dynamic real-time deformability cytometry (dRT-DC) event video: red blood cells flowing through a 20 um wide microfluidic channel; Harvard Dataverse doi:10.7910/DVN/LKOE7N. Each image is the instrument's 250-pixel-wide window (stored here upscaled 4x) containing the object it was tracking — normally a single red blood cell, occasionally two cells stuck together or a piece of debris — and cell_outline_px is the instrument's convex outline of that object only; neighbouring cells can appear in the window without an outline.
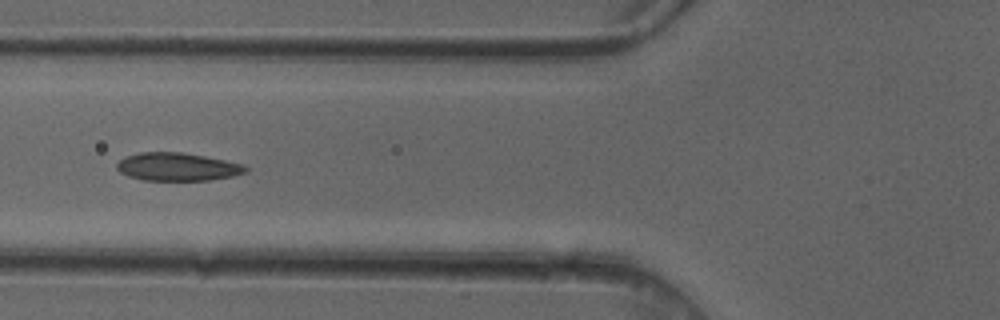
{"species": "common noctule bat (a hibernating species)", "species_latin": "Nyctalus noctula", "temperature_condition": "cold", "stored_images_in_passage": 6, "camera_frame_rate_fps": 3000, "um_per_image_px": 0.085, "animal": {"sex": "female"}, "frame": {"image": 1, "passage_image": 6, "time_ms": 1.667, "image_size_px": [1000, 320], "cell_outline_px": [[248, 172], [232, 176], [208, 180], [144, 180], [128, 176], [120, 172], [116, 168], [116, 164], [124, 156], [140, 152], [184, 152], [244, 164], [248, 168]], "centroid_in_image_um": [15.07, 14.17], "position_along_channel_um": 110.7, "area_um2": 21.1}}